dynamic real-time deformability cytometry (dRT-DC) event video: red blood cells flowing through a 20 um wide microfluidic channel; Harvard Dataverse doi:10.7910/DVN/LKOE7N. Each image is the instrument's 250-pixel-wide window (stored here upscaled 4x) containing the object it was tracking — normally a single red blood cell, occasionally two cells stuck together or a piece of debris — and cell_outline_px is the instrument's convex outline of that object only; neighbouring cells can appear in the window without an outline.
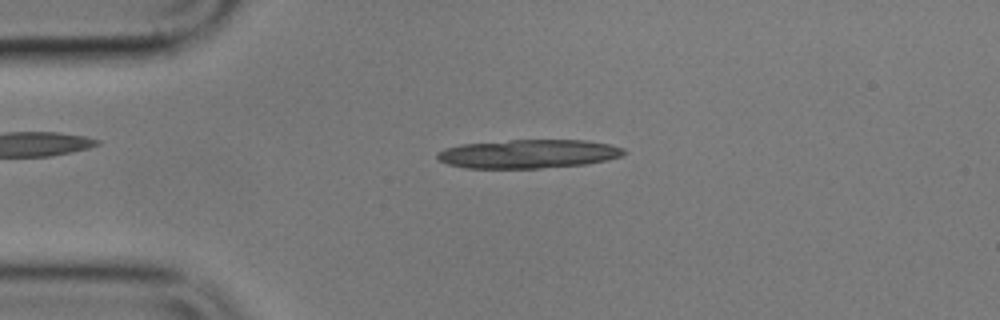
{"species": "common noctule bat (a hibernating species)", "species_latin": "Nyctalus noctula", "temperature_condition": "cold", "stored_images_in_passage": 4, "camera_frame_rate_fps": 3000, "um_per_image_px": 0.085, "animal": {"sex": "male", "body_mass_g": 17.9}, "frame": {"image": 1, "passage_image": 3, "time_ms": 2.333, "image_size_px": [1000, 320], "cell_outline_px": [[628, 152], [624, 156], [608, 160], [584, 164], [540, 168], [464, 168], [448, 164], [440, 160], [436, 156], [436, 152], [444, 148], [460, 144], [512, 140], [584, 140], [608, 144], [624, 148]], "centroid_in_image_um": [44.92, 13.08], "position_along_channel_um": 40.1, "area_um2": 31.39}}